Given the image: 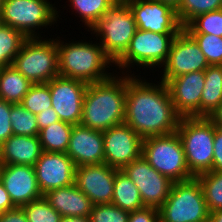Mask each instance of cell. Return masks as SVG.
I'll list each match as a JSON object with an SVG mask.
<instances>
[{
	"label": "cell",
	"instance_id": "1",
	"mask_svg": "<svg viewBox=\"0 0 222 222\" xmlns=\"http://www.w3.org/2000/svg\"><path fill=\"white\" fill-rule=\"evenodd\" d=\"M140 76L127 75L124 123L142 139L176 132L181 117L174 109L166 84L147 82Z\"/></svg>",
	"mask_w": 222,
	"mask_h": 222
},
{
	"label": "cell",
	"instance_id": "2",
	"mask_svg": "<svg viewBox=\"0 0 222 222\" xmlns=\"http://www.w3.org/2000/svg\"><path fill=\"white\" fill-rule=\"evenodd\" d=\"M114 71L116 75L88 84L84 95L81 125L103 132L124 123L127 74H121L116 69Z\"/></svg>",
	"mask_w": 222,
	"mask_h": 222
},
{
	"label": "cell",
	"instance_id": "3",
	"mask_svg": "<svg viewBox=\"0 0 222 222\" xmlns=\"http://www.w3.org/2000/svg\"><path fill=\"white\" fill-rule=\"evenodd\" d=\"M61 40L57 36L59 75L77 79L87 84L106 80L114 71L108 72L114 62L106 55L104 49L96 41L84 39L74 41ZM109 65V66H108ZM108 70V71H107Z\"/></svg>",
	"mask_w": 222,
	"mask_h": 222
},
{
	"label": "cell",
	"instance_id": "4",
	"mask_svg": "<svg viewBox=\"0 0 222 222\" xmlns=\"http://www.w3.org/2000/svg\"><path fill=\"white\" fill-rule=\"evenodd\" d=\"M181 139L189 172L212 171L215 124L207 117H181L176 131Z\"/></svg>",
	"mask_w": 222,
	"mask_h": 222
},
{
	"label": "cell",
	"instance_id": "5",
	"mask_svg": "<svg viewBox=\"0 0 222 222\" xmlns=\"http://www.w3.org/2000/svg\"><path fill=\"white\" fill-rule=\"evenodd\" d=\"M137 25L127 1L113 3L87 32L99 40L106 55L115 63L128 48L135 35ZM99 38V39H98Z\"/></svg>",
	"mask_w": 222,
	"mask_h": 222
},
{
	"label": "cell",
	"instance_id": "6",
	"mask_svg": "<svg viewBox=\"0 0 222 222\" xmlns=\"http://www.w3.org/2000/svg\"><path fill=\"white\" fill-rule=\"evenodd\" d=\"M57 9L49 0H3L0 24L21 31L27 38L41 37L38 30L59 21Z\"/></svg>",
	"mask_w": 222,
	"mask_h": 222
},
{
	"label": "cell",
	"instance_id": "7",
	"mask_svg": "<svg viewBox=\"0 0 222 222\" xmlns=\"http://www.w3.org/2000/svg\"><path fill=\"white\" fill-rule=\"evenodd\" d=\"M27 38L12 65L32 84L50 82L59 75L56 38Z\"/></svg>",
	"mask_w": 222,
	"mask_h": 222
},
{
	"label": "cell",
	"instance_id": "8",
	"mask_svg": "<svg viewBox=\"0 0 222 222\" xmlns=\"http://www.w3.org/2000/svg\"><path fill=\"white\" fill-rule=\"evenodd\" d=\"M177 34H161L137 29L125 53L114 63L120 73L132 75L131 68L152 71L160 69L168 58L172 41ZM157 66V67H156ZM131 67V68H130ZM153 68V69H152ZM126 70V71H125Z\"/></svg>",
	"mask_w": 222,
	"mask_h": 222
},
{
	"label": "cell",
	"instance_id": "9",
	"mask_svg": "<svg viewBox=\"0 0 222 222\" xmlns=\"http://www.w3.org/2000/svg\"><path fill=\"white\" fill-rule=\"evenodd\" d=\"M158 210L160 222H207L210 214L196 177L174 182L169 196Z\"/></svg>",
	"mask_w": 222,
	"mask_h": 222
},
{
	"label": "cell",
	"instance_id": "10",
	"mask_svg": "<svg viewBox=\"0 0 222 222\" xmlns=\"http://www.w3.org/2000/svg\"><path fill=\"white\" fill-rule=\"evenodd\" d=\"M142 156L172 182L194 178L189 172L181 139L177 132L143 139Z\"/></svg>",
	"mask_w": 222,
	"mask_h": 222
},
{
	"label": "cell",
	"instance_id": "11",
	"mask_svg": "<svg viewBox=\"0 0 222 222\" xmlns=\"http://www.w3.org/2000/svg\"><path fill=\"white\" fill-rule=\"evenodd\" d=\"M208 66L196 41L182 29L172 41L168 58L161 67L159 81L166 83L186 73L204 71Z\"/></svg>",
	"mask_w": 222,
	"mask_h": 222
},
{
	"label": "cell",
	"instance_id": "12",
	"mask_svg": "<svg viewBox=\"0 0 222 222\" xmlns=\"http://www.w3.org/2000/svg\"><path fill=\"white\" fill-rule=\"evenodd\" d=\"M121 170L138 188L145 207L159 209L163 205L174 182L156 171L142 155Z\"/></svg>",
	"mask_w": 222,
	"mask_h": 222
},
{
	"label": "cell",
	"instance_id": "13",
	"mask_svg": "<svg viewBox=\"0 0 222 222\" xmlns=\"http://www.w3.org/2000/svg\"><path fill=\"white\" fill-rule=\"evenodd\" d=\"M46 84L51 93L52 108L58 114L59 119L72 125L80 124L88 84L60 75Z\"/></svg>",
	"mask_w": 222,
	"mask_h": 222
},
{
	"label": "cell",
	"instance_id": "14",
	"mask_svg": "<svg viewBox=\"0 0 222 222\" xmlns=\"http://www.w3.org/2000/svg\"><path fill=\"white\" fill-rule=\"evenodd\" d=\"M131 9L137 29L161 34H178L182 25L176 9L155 0H126Z\"/></svg>",
	"mask_w": 222,
	"mask_h": 222
},
{
	"label": "cell",
	"instance_id": "15",
	"mask_svg": "<svg viewBox=\"0 0 222 222\" xmlns=\"http://www.w3.org/2000/svg\"><path fill=\"white\" fill-rule=\"evenodd\" d=\"M104 163L121 170L142 155L143 139L122 123L103 131Z\"/></svg>",
	"mask_w": 222,
	"mask_h": 222
},
{
	"label": "cell",
	"instance_id": "16",
	"mask_svg": "<svg viewBox=\"0 0 222 222\" xmlns=\"http://www.w3.org/2000/svg\"><path fill=\"white\" fill-rule=\"evenodd\" d=\"M204 82L205 70L186 73L165 83L174 109L180 117H200Z\"/></svg>",
	"mask_w": 222,
	"mask_h": 222
},
{
	"label": "cell",
	"instance_id": "17",
	"mask_svg": "<svg viewBox=\"0 0 222 222\" xmlns=\"http://www.w3.org/2000/svg\"><path fill=\"white\" fill-rule=\"evenodd\" d=\"M34 168L42 195L75 183L76 166L66 153L43 151Z\"/></svg>",
	"mask_w": 222,
	"mask_h": 222
},
{
	"label": "cell",
	"instance_id": "18",
	"mask_svg": "<svg viewBox=\"0 0 222 222\" xmlns=\"http://www.w3.org/2000/svg\"><path fill=\"white\" fill-rule=\"evenodd\" d=\"M116 170L106 163L77 166L75 185L94 205L112 203Z\"/></svg>",
	"mask_w": 222,
	"mask_h": 222
},
{
	"label": "cell",
	"instance_id": "19",
	"mask_svg": "<svg viewBox=\"0 0 222 222\" xmlns=\"http://www.w3.org/2000/svg\"><path fill=\"white\" fill-rule=\"evenodd\" d=\"M0 182L16 207H22L43 196L38 187L36 172L33 166L19 164L1 165Z\"/></svg>",
	"mask_w": 222,
	"mask_h": 222
},
{
	"label": "cell",
	"instance_id": "20",
	"mask_svg": "<svg viewBox=\"0 0 222 222\" xmlns=\"http://www.w3.org/2000/svg\"><path fill=\"white\" fill-rule=\"evenodd\" d=\"M66 154L73 160L76 167L103 164V132L81 124L73 125Z\"/></svg>",
	"mask_w": 222,
	"mask_h": 222
},
{
	"label": "cell",
	"instance_id": "21",
	"mask_svg": "<svg viewBox=\"0 0 222 222\" xmlns=\"http://www.w3.org/2000/svg\"><path fill=\"white\" fill-rule=\"evenodd\" d=\"M42 152L39 136L13 134L0 145V164L34 167Z\"/></svg>",
	"mask_w": 222,
	"mask_h": 222
},
{
	"label": "cell",
	"instance_id": "22",
	"mask_svg": "<svg viewBox=\"0 0 222 222\" xmlns=\"http://www.w3.org/2000/svg\"><path fill=\"white\" fill-rule=\"evenodd\" d=\"M43 196L62 217H89L94 205L75 183L67 187L50 190Z\"/></svg>",
	"mask_w": 222,
	"mask_h": 222
},
{
	"label": "cell",
	"instance_id": "23",
	"mask_svg": "<svg viewBox=\"0 0 222 222\" xmlns=\"http://www.w3.org/2000/svg\"><path fill=\"white\" fill-rule=\"evenodd\" d=\"M222 103V65L205 69V82L200 99V117L209 118Z\"/></svg>",
	"mask_w": 222,
	"mask_h": 222
},
{
	"label": "cell",
	"instance_id": "24",
	"mask_svg": "<svg viewBox=\"0 0 222 222\" xmlns=\"http://www.w3.org/2000/svg\"><path fill=\"white\" fill-rule=\"evenodd\" d=\"M33 84L13 65L0 69V99L13 104L21 103Z\"/></svg>",
	"mask_w": 222,
	"mask_h": 222
},
{
	"label": "cell",
	"instance_id": "25",
	"mask_svg": "<svg viewBox=\"0 0 222 222\" xmlns=\"http://www.w3.org/2000/svg\"><path fill=\"white\" fill-rule=\"evenodd\" d=\"M112 204L128 211L144 208L140 192L136 185L122 170H116Z\"/></svg>",
	"mask_w": 222,
	"mask_h": 222
},
{
	"label": "cell",
	"instance_id": "26",
	"mask_svg": "<svg viewBox=\"0 0 222 222\" xmlns=\"http://www.w3.org/2000/svg\"><path fill=\"white\" fill-rule=\"evenodd\" d=\"M73 125L58 121L39 132V139L44 152L66 153Z\"/></svg>",
	"mask_w": 222,
	"mask_h": 222
},
{
	"label": "cell",
	"instance_id": "27",
	"mask_svg": "<svg viewBox=\"0 0 222 222\" xmlns=\"http://www.w3.org/2000/svg\"><path fill=\"white\" fill-rule=\"evenodd\" d=\"M26 39L21 31L0 24V69L12 65Z\"/></svg>",
	"mask_w": 222,
	"mask_h": 222
},
{
	"label": "cell",
	"instance_id": "28",
	"mask_svg": "<svg viewBox=\"0 0 222 222\" xmlns=\"http://www.w3.org/2000/svg\"><path fill=\"white\" fill-rule=\"evenodd\" d=\"M68 4L72 12L75 11L84 26L89 30L90 27L101 17L107 9L115 3L113 0H69Z\"/></svg>",
	"mask_w": 222,
	"mask_h": 222
},
{
	"label": "cell",
	"instance_id": "29",
	"mask_svg": "<svg viewBox=\"0 0 222 222\" xmlns=\"http://www.w3.org/2000/svg\"><path fill=\"white\" fill-rule=\"evenodd\" d=\"M196 178L201 184L209 212L222 208V172L208 171Z\"/></svg>",
	"mask_w": 222,
	"mask_h": 222
},
{
	"label": "cell",
	"instance_id": "30",
	"mask_svg": "<svg viewBox=\"0 0 222 222\" xmlns=\"http://www.w3.org/2000/svg\"><path fill=\"white\" fill-rule=\"evenodd\" d=\"M36 119V114L25 109L20 103H11L10 120L13 134L38 136L40 131Z\"/></svg>",
	"mask_w": 222,
	"mask_h": 222
},
{
	"label": "cell",
	"instance_id": "31",
	"mask_svg": "<svg viewBox=\"0 0 222 222\" xmlns=\"http://www.w3.org/2000/svg\"><path fill=\"white\" fill-rule=\"evenodd\" d=\"M222 9V0H182L176 9L182 27L187 26L198 15Z\"/></svg>",
	"mask_w": 222,
	"mask_h": 222
},
{
	"label": "cell",
	"instance_id": "32",
	"mask_svg": "<svg viewBox=\"0 0 222 222\" xmlns=\"http://www.w3.org/2000/svg\"><path fill=\"white\" fill-rule=\"evenodd\" d=\"M183 29L188 34H214L222 37V9L198 15Z\"/></svg>",
	"mask_w": 222,
	"mask_h": 222
},
{
	"label": "cell",
	"instance_id": "33",
	"mask_svg": "<svg viewBox=\"0 0 222 222\" xmlns=\"http://www.w3.org/2000/svg\"><path fill=\"white\" fill-rule=\"evenodd\" d=\"M20 104L33 114L51 108L52 100L49 86L46 83L33 84Z\"/></svg>",
	"mask_w": 222,
	"mask_h": 222
},
{
	"label": "cell",
	"instance_id": "34",
	"mask_svg": "<svg viewBox=\"0 0 222 222\" xmlns=\"http://www.w3.org/2000/svg\"><path fill=\"white\" fill-rule=\"evenodd\" d=\"M28 222H60L61 215L42 196L22 206Z\"/></svg>",
	"mask_w": 222,
	"mask_h": 222
},
{
	"label": "cell",
	"instance_id": "35",
	"mask_svg": "<svg viewBox=\"0 0 222 222\" xmlns=\"http://www.w3.org/2000/svg\"><path fill=\"white\" fill-rule=\"evenodd\" d=\"M198 44L209 65H222V37L214 34H189Z\"/></svg>",
	"mask_w": 222,
	"mask_h": 222
},
{
	"label": "cell",
	"instance_id": "36",
	"mask_svg": "<svg viewBox=\"0 0 222 222\" xmlns=\"http://www.w3.org/2000/svg\"><path fill=\"white\" fill-rule=\"evenodd\" d=\"M130 212L112 203L93 205L89 215L90 222H128Z\"/></svg>",
	"mask_w": 222,
	"mask_h": 222
},
{
	"label": "cell",
	"instance_id": "37",
	"mask_svg": "<svg viewBox=\"0 0 222 222\" xmlns=\"http://www.w3.org/2000/svg\"><path fill=\"white\" fill-rule=\"evenodd\" d=\"M10 112L11 103L0 99V145L13 135Z\"/></svg>",
	"mask_w": 222,
	"mask_h": 222
},
{
	"label": "cell",
	"instance_id": "38",
	"mask_svg": "<svg viewBox=\"0 0 222 222\" xmlns=\"http://www.w3.org/2000/svg\"><path fill=\"white\" fill-rule=\"evenodd\" d=\"M128 222H160L159 210L154 207H144L130 212Z\"/></svg>",
	"mask_w": 222,
	"mask_h": 222
},
{
	"label": "cell",
	"instance_id": "39",
	"mask_svg": "<svg viewBox=\"0 0 222 222\" xmlns=\"http://www.w3.org/2000/svg\"><path fill=\"white\" fill-rule=\"evenodd\" d=\"M214 154L212 171L222 172V124H215Z\"/></svg>",
	"mask_w": 222,
	"mask_h": 222
},
{
	"label": "cell",
	"instance_id": "40",
	"mask_svg": "<svg viewBox=\"0 0 222 222\" xmlns=\"http://www.w3.org/2000/svg\"><path fill=\"white\" fill-rule=\"evenodd\" d=\"M36 118L39 131L49 125H52L55 122L60 121L58 114L52 107L36 114Z\"/></svg>",
	"mask_w": 222,
	"mask_h": 222
},
{
	"label": "cell",
	"instance_id": "41",
	"mask_svg": "<svg viewBox=\"0 0 222 222\" xmlns=\"http://www.w3.org/2000/svg\"><path fill=\"white\" fill-rule=\"evenodd\" d=\"M0 222H28L22 207H14L0 213Z\"/></svg>",
	"mask_w": 222,
	"mask_h": 222
},
{
	"label": "cell",
	"instance_id": "42",
	"mask_svg": "<svg viewBox=\"0 0 222 222\" xmlns=\"http://www.w3.org/2000/svg\"><path fill=\"white\" fill-rule=\"evenodd\" d=\"M14 207L16 206L13 204L10 195L0 182V213H4L5 211H8Z\"/></svg>",
	"mask_w": 222,
	"mask_h": 222
},
{
	"label": "cell",
	"instance_id": "43",
	"mask_svg": "<svg viewBox=\"0 0 222 222\" xmlns=\"http://www.w3.org/2000/svg\"><path fill=\"white\" fill-rule=\"evenodd\" d=\"M209 119L214 124H222V103L218 106V108L212 113Z\"/></svg>",
	"mask_w": 222,
	"mask_h": 222
},
{
	"label": "cell",
	"instance_id": "44",
	"mask_svg": "<svg viewBox=\"0 0 222 222\" xmlns=\"http://www.w3.org/2000/svg\"><path fill=\"white\" fill-rule=\"evenodd\" d=\"M60 222H90L89 217L63 216Z\"/></svg>",
	"mask_w": 222,
	"mask_h": 222
},
{
	"label": "cell",
	"instance_id": "45",
	"mask_svg": "<svg viewBox=\"0 0 222 222\" xmlns=\"http://www.w3.org/2000/svg\"><path fill=\"white\" fill-rule=\"evenodd\" d=\"M207 222H222V208L210 212Z\"/></svg>",
	"mask_w": 222,
	"mask_h": 222
},
{
	"label": "cell",
	"instance_id": "46",
	"mask_svg": "<svg viewBox=\"0 0 222 222\" xmlns=\"http://www.w3.org/2000/svg\"><path fill=\"white\" fill-rule=\"evenodd\" d=\"M155 1H160L162 3L169 4L175 9H177L182 2V0H155Z\"/></svg>",
	"mask_w": 222,
	"mask_h": 222
},
{
	"label": "cell",
	"instance_id": "47",
	"mask_svg": "<svg viewBox=\"0 0 222 222\" xmlns=\"http://www.w3.org/2000/svg\"><path fill=\"white\" fill-rule=\"evenodd\" d=\"M2 2H3V0H0V14H1V10H2Z\"/></svg>",
	"mask_w": 222,
	"mask_h": 222
}]
</instances>
